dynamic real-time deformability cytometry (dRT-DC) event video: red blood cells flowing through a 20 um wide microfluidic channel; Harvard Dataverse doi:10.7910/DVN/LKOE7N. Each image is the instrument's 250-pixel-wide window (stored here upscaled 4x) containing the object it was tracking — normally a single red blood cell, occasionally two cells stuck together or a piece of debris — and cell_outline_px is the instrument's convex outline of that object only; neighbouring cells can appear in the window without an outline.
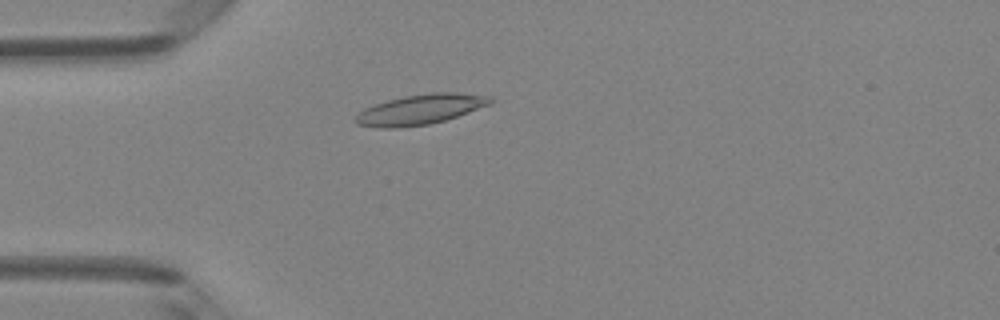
{"species": "Egyptian fruit bat (a non-hibernating species)", "species_latin": "Rousettus aegyptiacus", "temperature_condition": "room temperature", "stored_images_in_passage": 2, "camera_frame_rate_fps": 3000, "um_per_image_px": 0.085, "animal": {"sex": "female"}, "frame": {"image": 1, "passage_image": 1, "time_ms": 0.0, "image_size_px": [1000, 320], "cell_outline_px": [[496, 100], [492, 104], [444, 120], [428, 124], [396, 128], [380, 128], [356, 124], [352, 120], [364, 108], [388, 100], [404, 96], [428, 92], [456, 92], [492, 96]], "centroid_in_image_um": [35.76, 9.29], "position_along_channel_um": 49.2, "area_um2": 23.76}}